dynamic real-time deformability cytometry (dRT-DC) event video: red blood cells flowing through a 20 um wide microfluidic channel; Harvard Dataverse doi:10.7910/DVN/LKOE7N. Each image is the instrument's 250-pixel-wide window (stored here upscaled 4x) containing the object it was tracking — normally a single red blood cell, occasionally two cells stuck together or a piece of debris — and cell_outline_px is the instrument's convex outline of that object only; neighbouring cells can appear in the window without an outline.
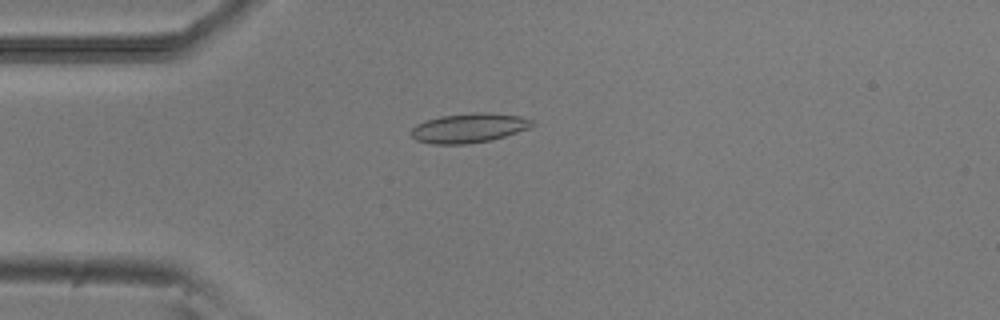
{"species": "common noctule bat (a hibernating species)", "species_latin": "Nyctalus noctula", "temperature_condition": "room temperature", "stored_images_in_passage": 49, "camera_frame_rate_fps": 3000, "um_per_image_px": 0.085, "animal": {"sex": "male", "body_mass_g": 20.5, "forearm_length_mm": 52.5}, "frame": {"image": 1, "passage_image": 10, "time_ms": 3.0, "image_size_px": [1000, 320], "cell_outline_px": [[536, 124], [528, 128], [492, 140], [468, 144], [432, 144], [416, 140], [408, 132], [416, 124], [424, 120], [440, 116], [472, 112], [488, 112], [520, 116], [536, 120]], "centroid_in_image_um": [39.85, 10.87], "position_along_channel_um": 45.2, "area_um2": 21.1}}
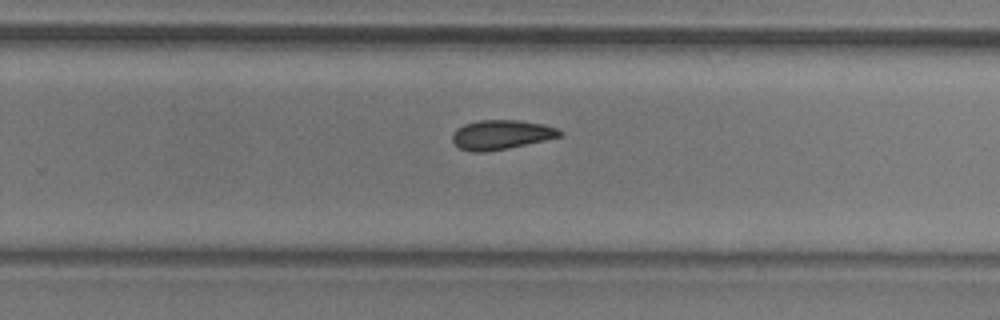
{"frame": {"image": 2, "passage_image": 30, "time_ms": 9.667, "image_size_px": [1000, 320], "cell_outline_px": [[564, 136], [508, 148], [484, 152], [472, 152], [460, 148], [452, 140], [452, 136], [456, 128], [464, 124], [476, 120], [520, 120], [544, 124], [556, 128], [564, 132]], "centroid_in_image_um": [42.63, 11.44], "position_along_channel_um": 287.2, "area_um2": 18.55}}
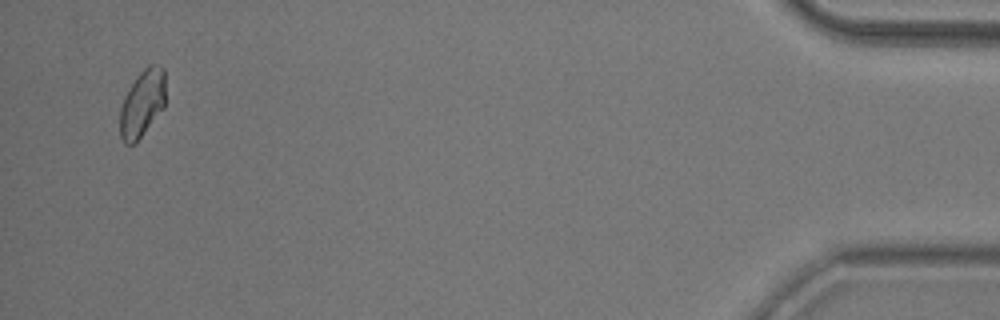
{"frame": {"image": 3, "passage_image": 47, "time_ms": 15.333, "image_size_px": [1000, 320], "cell_outline_px": [[164, 108], [136, 144], [124, 144], [120, 136], [120, 108], [124, 96], [136, 76], [148, 64], [152, 64], [164, 68]], "centroid_in_image_um": [12.07, 8.82], "position_along_channel_um": 423.1, "area_um2": 17.98}, "authors_computed_cell_mechanics": {"area_um2": 18.6694, "velocity_mm_per_s": 3.8659, "shape_relaxation_time_tau1_ms": null, "shape_relaxation_time_tau2_ms": 2.8397, "deformation_change_tau1": null, "deformation_change_tau2": 0.0676}}